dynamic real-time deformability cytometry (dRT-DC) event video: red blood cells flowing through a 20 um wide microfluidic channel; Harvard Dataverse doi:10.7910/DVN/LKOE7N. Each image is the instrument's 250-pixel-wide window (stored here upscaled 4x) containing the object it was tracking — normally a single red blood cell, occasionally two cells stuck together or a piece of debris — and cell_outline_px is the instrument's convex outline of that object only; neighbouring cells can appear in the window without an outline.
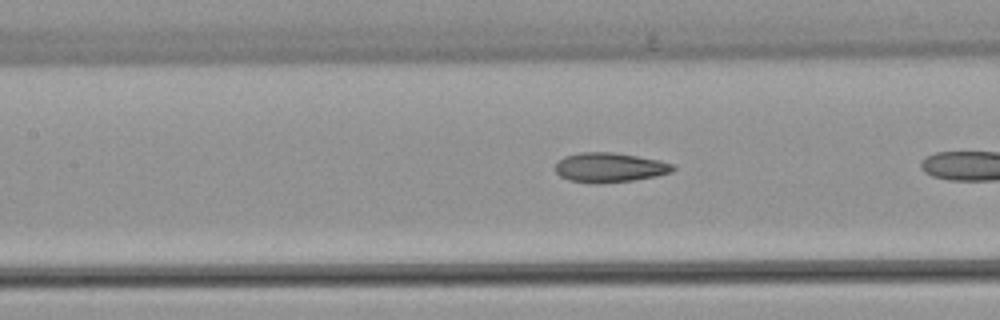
{"species": "common noctule bat (a hibernating species)", "species_latin": "Nyctalus noctula", "temperature_condition": "warm", "stored_images_in_passage": 28, "camera_frame_rate_fps": 3000, "um_per_image_px": 0.085, "animal": {"sex": "female", "body_mass_g": 22.7, "forearm_length_mm": 54.2}, "frame": {"image": 1, "passage_image": 20, "time_ms": 6.333, "image_size_px": [1000, 320], "cell_outline_px": [[676, 168], [672, 172], [656, 176], [632, 180], [600, 184], [596, 184], [568, 180], [560, 176], [556, 172], [556, 164], [564, 156], [580, 152], [612, 152], [660, 160], [676, 164]], "centroid_in_image_um": [51.84, 14.24], "position_along_channel_um": 155.6, "area_um2": 20.4}}
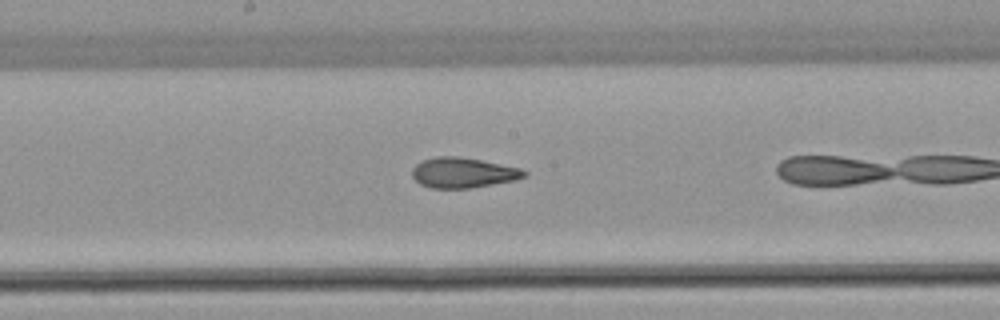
{"frame": {"image": 2, "passage_image": 24, "time_ms": 7.667, "image_size_px": [1000, 320], "cell_outline_px": [[528, 176], [516, 180], [472, 188], [432, 188], [420, 184], [412, 176], [412, 168], [420, 160], [436, 156], [460, 156], [520, 168], [528, 172]], "centroid_in_image_um": [39.36, 14.67], "position_along_channel_um": 208.8, "area_um2": 19.94}}